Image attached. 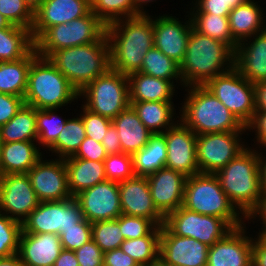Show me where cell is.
Returning a JSON list of instances; mask_svg holds the SVG:
<instances>
[{"instance_id":"obj_5","label":"cell","mask_w":266,"mask_h":266,"mask_svg":"<svg viewBox=\"0 0 266 266\" xmlns=\"http://www.w3.org/2000/svg\"><path fill=\"white\" fill-rule=\"evenodd\" d=\"M215 175L229 200L247 217L262 194L258 151L245 148Z\"/></svg>"},{"instance_id":"obj_40","label":"cell","mask_w":266,"mask_h":266,"mask_svg":"<svg viewBox=\"0 0 266 266\" xmlns=\"http://www.w3.org/2000/svg\"><path fill=\"white\" fill-rule=\"evenodd\" d=\"M57 109H36L37 142L49 148L64 129L67 119L55 114Z\"/></svg>"},{"instance_id":"obj_27","label":"cell","mask_w":266,"mask_h":266,"mask_svg":"<svg viewBox=\"0 0 266 266\" xmlns=\"http://www.w3.org/2000/svg\"><path fill=\"white\" fill-rule=\"evenodd\" d=\"M123 153L133 154L147 145L152 133L145 127L138 114L130 105L121 111L113 120Z\"/></svg>"},{"instance_id":"obj_37","label":"cell","mask_w":266,"mask_h":266,"mask_svg":"<svg viewBox=\"0 0 266 266\" xmlns=\"http://www.w3.org/2000/svg\"><path fill=\"white\" fill-rule=\"evenodd\" d=\"M160 235L161 226H157L147 236L124 240L120 248L140 266H150L159 260Z\"/></svg>"},{"instance_id":"obj_50","label":"cell","mask_w":266,"mask_h":266,"mask_svg":"<svg viewBox=\"0 0 266 266\" xmlns=\"http://www.w3.org/2000/svg\"><path fill=\"white\" fill-rule=\"evenodd\" d=\"M23 105V97L0 93V127L9 122Z\"/></svg>"},{"instance_id":"obj_4","label":"cell","mask_w":266,"mask_h":266,"mask_svg":"<svg viewBox=\"0 0 266 266\" xmlns=\"http://www.w3.org/2000/svg\"><path fill=\"white\" fill-rule=\"evenodd\" d=\"M48 59L78 91L110 69V46L106 34L94 43L54 51Z\"/></svg>"},{"instance_id":"obj_63","label":"cell","mask_w":266,"mask_h":266,"mask_svg":"<svg viewBox=\"0 0 266 266\" xmlns=\"http://www.w3.org/2000/svg\"><path fill=\"white\" fill-rule=\"evenodd\" d=\"M150 3V2H153V0H133V5H134V16H137V15H142V14H147L146 11H143L144 7L142 5L145 6V4L147 3ZM143 3V4H142ZM145 3V4H144ZM146 12V13H145Z\"/></svg>"},{"instance_id":"obj_26","label":"cell","mask_w":266,"mask_h":266,"mask_svg":"<svg viewBox=\"0 0 266 266\" xmlns=\"http://www.w3.org/2000/svg\"><path fill=\"white\" fill-rule=\"evenodd\" d=\"M34 142L1 143L0 175L28 173L42 158Z\"/></svg>"},{"instance_id":"obj_35","label":"cell","mask_w":266,"mask_h":266,"mask_svg":"<svg viewBox=\"0 0 266 266\" xmlns=\"http://www.w3.org/2000/svg\"><path fill=\"white\" fill-rule=\"evenodd\" d=\"M34 47L29 29L13 24L0 29V62L20 60Z\"/></svg>"},{"instance_id":"obj_38","label":"cell","mask_w":266,"mask_h":266,"mask_svg":"<svg viewBox=\"0 0 266 266\" xmlns=\"http://www.w3.org/2000/svg\"><path fill=\"white\" fill-rule=\"evenodd\" d=\"M85 132L81 116L67 119L64 129L57 140L49 147V150L58 154L60 159L74 156L86 137Z\"/></svg>"},{"instance_id":"obj_48","label":"cell","mask_w":266,"mask_h":266,"mask_svg":"<svg viewBox=\"0 0 266 266\" xmlns=\"http://www.w3.org/2000/svg\"><path fill=\"white\" fill-rule=\"evenodd\" d=\"M82 108L83 114H80V116L85 126L86 137L92 138L94 141L101 143L103 138L106 136L105 134L109 126L112 124V120L95 114L86 109L84 106H82Z\"/></svg>"},{"instance_id":"obj_7","label":"cell","mask_w":266,"mask_h":266,"mask_svg":"<svg viewBox=\"0 0 266 266\" xmlns=\"http://www.w3.org/2000/svg\"><path fill=\"white\" fill-rule=\"evenodd\" d=\"M182 206L192 212L224 219L232 228L244 224L246 217L229 200L215 174L198 173L187 177Z\"/></svg>"},{"instance_id":"obj_21","label":"cell","mask_w":266,"mask_h":266,"mask_svg":"<svg viewBox=\"0 0 266 266\" xmlns=\"http://www.w3.org/2000/svg\"><path fill=\"white\" fill-rule=\"evenodd\" d=\"M244 225L209 246L206 266H252L253 238L245 235Z\"/></svg>"},{"instance_id":"obj_22","label":"cell","mask_w":266,"mask_h":266,"mask_svg":"<svg viewBox=\"0 0 266 266\" xmlns=\"http://www.w3.org/2000/svg\"><path fill=\"white\" fill-rule=\"evenodd\" d=\"M192 27L191 17L185 24L170 15L153 19L154 47L180 65L185 56Z\"/></svg>"},{"instance_id":"obj_17","label":"cell","mask_w":266,"mask_h":266,"mask_svg":"<svg viewBox=\"0 0 266 266\" xmlns=\"http://www.w3.org/2000/svg\"><path fill=\"white\" fill-rule=\"evenodd\" d=\"M162 134L167 147L165 167L186 177L200 173L196 158L197 135L181 121Z\"/></svg>"},{"instance_id":"obj_16","label":"cell","mask_w":266,"mask_h":266,"mask_svg":"<svg viewBox=\"0 0 266 266\" xmlns=\"http://www.w3.org/2000/svg\"><path fill=\"white\" fill-rule=\"evenodd\" d=\"M27 173L39 202L72 198L64 159L42 160Z\"/></svg>"},{"instance_id":"obj_3","label":"cell","mask_w":266,"mask_h":266,"mask_svg":"<svg viewBox=\"0 0 266 266\" xmlns=\"http://www.w3.org/2000/svg\"><path fill=\"white\" fill-rule=\"evenodd\" d=\"M180 121L196 135L246 132V127L204 85L189 86Z\"/></svg>"},{"instance_id":"obj_51","label":"cell","mask_w":266,"mask_h":266,"mask_svg":"<svg viewBox=\"0 0 266 266\" xmlns=\"http://www.w3.org/2000/svg\"><path fill=\"white\" fill-rule=\"evenodd\" d=\"M73 157L91 161H104L107 157V153L100 142L94 141L92 138L85 137Z\"/></svg>"},{"instance_id":"obj_19","label":"cell","mask_w":266,"mask_h":266,"mask_svg":"<svg viewBox=\"0 0 266 266\" xmlns=\"http://www.w3.org/2000/svg\"><path fill=\"white\" fill-rule=\"evenodd\" d=\"M122 214L148 218L157 226L164 224L165 217L153 203L147 177L136 176L118 182Z\"/></svg>"},{"instance_id":"obj_32","label":"cell","mask_w":266,"mask_h":266,"mask_svg":"<svg viewBox=\"0 0 266 266\" xmlns=\"http://www.w3.org/2000/svg\"><path fill=\"white\" fill-rule=\"evenodd\" d=\"M166 139L162 133L152 134L146 146L132 154L134 175L147 177L165 167Z\"/></svg>"},{"instance_id":"obj_62","label":"cell","mask_w":266,"mask_h":266,"mask_svg":"<svg viewBox=\"0 0 266 266\" xmlns=\"http://www.w3.org/2000/svg\"><path fill=\"white\" fill-rule=\"evenodd\" d=\"M247 0H224V12L229 16L231 10L243 4Z\"/></svg>"},{"instance_id":"obj_43","label":"cell","mask_w":266,"mask_h":266,"mask_svg":"<svg viewBox=\"0 0 266 266\" xmlns=\"http://www.w3.org/2000/svg\"><path fill=\"white\" fill-rule=\"evenodd\" d=\"M22 223L0 213V257L18 253Z\"/></svg>"},{"instance_id":"obj_59","label":"cell","mask_w":266,"mask_h":266,"mask_svg":"<svg viewBox=\"0 0 266 266\" xmlns=\"http://www.w3.org/2000/svg\"><path fill=\"white\" fill-rule=\"evenodd\" d=\"M54 266H79L75 252L63 249L55 260Z\"/></svg>"},{"instance_id":"obj_10","label":"cell","mask_w":266,"mask_h":266,"mask_svg":"<svg viewBox=\"0 0 266 266\" xmlns=\"http://www.w3.org/2000/svg\"><path fill=\"white\" fill-rule=\"evenodd\" d=\"M246 126L255 113V87L233 67L204 85Z\"/></svg>"},{"instance_id":"obj_36","label":"cell","mask_w":266,"mask_h":266,"mask_svg":"<svg viewBox=\"0 0 266 266\" xmlns=\"http://www.w3.org/2000/svg\"><path fill=\"white\" fill-rule=\"evenodd\" d=\"M193 28L199 33L220 40L227 44L234 52L238 42L232 37L228 16L209 13H190Z\"/></svg>"},{"instance_id":"obj_29","label":"cell","mask_w":266,"mask_h":266,"mask_svg":"<svg viewBox=\"0 0 266 266\" xmlns=\"http://www.w3.org/2000/svg\"><path fill=\"white\" fill-rule=\"evenodd\" d=\"M64 162L68 174V188L72 197L106 181L103 161H91L71 156L64 159Z\"/></svg>"},{"instance_id":"obj_25","label":"cell","mask_w":266,"mask_h":266,"mask_svg":"<svg viewBox=\"0 0 266 266\" xmlns=\"http://www.w3.org/2000/svg\"><path fill=\"white\" fill-rule=\"evenodd\" d=\"M252 40L253 42L238 43L234 67L249 82L256 84L266 81V29L257 33L256 36L253 35Z\"/></svg>"},{"instance_id":"obj_45","label":"cell","mask_w":266,"mask_h":266,"mask_svg":"<svg viewBox=\"0 0 266 266\" xmlns=\"http://www.w3.org/2000/svg\"><path fill=\"white\" fill-rule=\"evenodd\" d=\"M103 162L106 180L120 182L134 176L131 154L122 152L107 155Z\"/></svg>"},{"instance_id":"obj_9","label":"cell","mask_w":266,"mask_h":266,"mask_svg":"<svg viewBox=\"0 0 266 266\" xmlns=\"http://www.w3.org/2000/svg\"><path fill=\"white\" fill-rule=\"evenodd\" d=\"M81 96L87 100L86 109L111 120L131 105L127 75L111 68L80 91Z\"/></svg>"},{"instance_id":"obj_60","label":"cell","mask_w":266,"mask_h":266,"mask_svg":"<svg viewBox=\"0 0 266 266\" xmlns=\"http://www.w3.org/2000/svg\"><path fill=\"white\" fill-rule=\"evenodd\" d=\"M258 153L261 193H266V158Z\"/></svg>"},{"instance_id":"obj_46","label":"cell","mask_w":266,"mask_h":266,"mask_svg":"<svg viewBox=\"0 0 266 266\" xmlns=\"http://www.w3.org/2000/svg\"><path fill=\"white\" fill-rule=\"evenodd\" d=\"M90 240H92L91 222L85 218L75 227L66 229L60 235L61 246L65 250L75 251Z\"/></svg>"},{"instance_id":"obj_53","label":"cell","mask_w":266,"mask_h":266,"mask_svg":"<svg viewBox=\"0 0 266 266\" xmlns=\"http://www.w3.org/2000/svg\"><path fill=\"white\" fill-rule=\"evenodd\" d=\"M245 127L246 130L256 129L257 142L266 147V111H255L252 120Z\"/></svg>"},{"instance_id":"obj_23","label":"cell","mask_w":266,"mask_h":266,"mask_svg":"<svg viewBox=\"0 0 266 266\" xmlns=\"http://www.w3.org/2000/svg\"><path fill=\"white\" fill-rule=\"evenodd\" d=\"M147 179L153 203L164 217L182 206L187 179L185 175L164 167L148 175Z\"/></svg>"},{"instance_id":"obj_33","label":"cell","mask_w":266,"mask_h":266,"mask_svg":"<svg viewBox=\"0 0 266 266\" xmlns=\"http://www.w3.org/2000/svg\"><path fill=\"white\" fill-rule=\"evenodd\" d=\"M130 104L141 122L152 134L164 133L176 124L172 120L176 114L174 113L173 102L130 101Z\"/></svg>"},{"instance_id":"obj_61","label":"cell","mask_w":266,"mask_h":266,"mask_svg":"<svg viewBox=\"0 0 266 266\" xmlns=\"http://www.w3.org/2000/svg\"><path fill=\"white\" fill-rule=\"evenodd\" d=\"M0 266H24L20 260V257L17 253L7 256L0 257Z\"/></svg>"},{"instance_id":"obj_6","label":"cell","mask_w":266,"mask_h":266,"mask_svg":"<svg viewBox=\"0 0 266 266\" xmlns=\"http://www.w3.org/2000/svg\"><path fill=\"white\" fill-rule=\"evenodd\" d=\"M79 92L48 58L37 56L28 71L24 104L36 109H59L78 99Z\"/></svg>"},{"instance_id":"obj_54","label":"cell","mask_w":266,"mask_h":266,"mask_svg":"<svg viewBox=\"0 0 266 266\" xmlns=\"http://www.w3.org/2000/svg\"><path fill=\"white\" fill-rule=\"evenodd\" d=\"M105 135L101 144L105 148L107 155L122 153L120 138L113 123L109 126Z\"/></svg>"},{"instance_id":"obj_56","label":"cell","mask_w":266,"mask_h":266,"mask_svg":"<svg viewBox=\"0 0 266 266\" xmlns=\"http://www.w3.org/2000/svg\"><path fill=\"white\" fill-rule=\"evenodd\" d=\"M257 236L252 242V266H266V236Z\"/></svg>"},{"instance_id":"obj_11","label":"cell","mask_w":266,"mask_h":266,"mask_svg":"<svg viewBox=\"0 0 266 266\" xmlns=\"http://www.w3.org/2000/svg\"><path fill=\"white\" fill-rule=\"evenodd\" d=\"M84 219L74 197L59 201L39 202L37 208L22 222L26 233H53L61 235Z\"/></svg>"},{"instance_id":"obj_42","label":"cell","mask_w":266,"mask_h":266,"mask_svg":"<svg viewBox=\"0 0 266 266\" xmlns=\"http://www.w3.org/2000/svg\"><path fill=\"white\" fill-rule=\"evenodd\" d=\"M92 240L105 253L116 248L125 240L120 229V216L117 219L91 223Z\"/></svg>"},{"instance_id":"obj_1","label":"cell","mask_w":266,"mask_h":266,"mask_svg":"<svg viewBox=\"0 0 266 266\" xmlns=\"http://www.w3.org/2000/svg\"><path fill=\"white\" fill-rule=\"evenodd\" d=\"M110 68L124 75L138 72L148 50L154 47L153 19L147 14L106 25Z\"/></svg>"},{"instance_id":"obj_30","label":"cell","mask_w":266,"mask_h":266,"mask_svg":"<svg viewBox=\"0 0 266 266\" xmlns=\"http://www.w3.org/2000/svg\"><path fill=\"white\" fill-rule=\"evenodd\" d=\"M256 4L257 2L254 3L253 0H247L231 10L228 16L232 37L238 43L248 42L253 35L266 29V24L263 23L265 21L263 11L260 5Z\"/></svg>"},{"instance_id":"obj_49","label":"cell","mask_w":266,"mask_h":266,"mask_svg":"<svg viewBox=\"0 0 266 266\" xmlns=\"http://www.w3.org/2000/svg\"><path fill=\"white\" fill-rule=\"evenodd\" d=\"M74 252L79 266H103L104 252L93 240Z\"/></svg>"},{"instance_id":"obj_39","label":"cell","mask_w":266,"mask_h":266,"mask_svg":"<svg viewBox=\"0 0 266 266\" xmlns=\"http://www.w3.org/2000/svg\"><path fill=\"white\" fill-rule=\"evenodd\" d=\"M138 72L172 81L173 84V79L179 78L178 80L182 83L180 65L155 47L148 50Z\"/></svg>"},{"instance_id":"obj_66","label":"cell","mask_w":266,"mask_h":266,"mask_svg":"<svg viewBox=\"0 0 266 266\" xmlns=\"http://www.w3.org/2000/svg\"><path fill=\"white\" fill-rule=\"evenodd\" d=\"M151 266H169L165 265L160 259L156 261L155 263L151 264Z\"/></svg>"},{"instance_id":"obj_31","label":"cell","mask_w":266,"mask_h":266,"mask_svg":"<svg viewBox=\"0 0 266 266\" xmlns=\"http://www.w3.org/2000/svg\"><path fill=\"white\" fill-rule=\"evenodd\" d=\"M37 56L34 47L20 60L0 62V93L24 98L27 90L29 67Z\"/></svg>"},{"instance_id":"obj_65","label":"cell","mask_w":266,"mask_h":266,"mask_svg":"<svg viewBox=\"0 0 266 266\" xmlns=\"http://www.w3.org/2000/svg\"><path fill=\"white\" fill-rule=\"evenodd\" d=\"M12 24L0 13V29L10 27Z\"/></svg>"},{"instance_id":"obj_58","label":"cell","mask_w":266,"mask_h":266,"mask_svg":"<svg viewBox=\"0 0 266 266\" xmlns=\"http://www.w3.org/2000/svg\"><path fill=\"white\" fill-rule=\"evenodd\" d=\"M255 111H266V81L254 84Z\"/></svg>"},{"instance_id":"obj_12","label":"cell","mask_w":266,"mask_h":266,"mask_svg":"<svg viewBox=\"0 0 266 266\" xmlns=\"http://www.w3.org/2000/svg\"><path fill=\"white\" fill-rule=\"evenodd\" d=\"M164 225L174 235L191 237L208 246H212L233 229L222 218L192 212L183 206L169 213Z\"/></svg>"},{"instance_id":"obj_14","label":"cell","mask_w":266,"mask_h":266,"mask_svg":"<svg viewBox=\"0 0 266 266\" xmlns=\"http://www.w3.org/2000/svg\"><path fill=\"white\" fill-rule=\"evenodd\" d=\"M38 204L27 173L0 175V213L22 223Z\"/></svg>"},{"instance_id":"obj_34","label":"cell","mask_w":266,"mask_h":266,"mask_svg":"<svg viewBox=\"0 0 266 266\" xmlns=\"http://www.w3.org/2000/svg\"><path fill=\"white\" fill-rule=\"evenodd\" d=\"M36 141L37 122L36 108L23 105L16 115L0 127L1 143Z\"/></svg>"},{"instance_id":"obj_41","label":"cell","mask_w":266,"mask_h":266,"mask_svg":"<svg viewBox=\"0 0 266 266\" xmlns=\"http://www.w3.org/2000/svg\"><path fill=\"white\" fill-rule=\"evenodd\" d=\"M90 3L92 13L105 25L122 18L134 17L133 0H91Z\"/></svg>"},{"instance_id":"obj_47","label":"cell","mask_w":266,"mask_h":266,"mask_svg":"<svg viewBox=\"0 0 266 266\" xmlns=\"http://www.w3.org/2000/svg\"><path fill=\"white\" fill-rule=\"evenodd\" d=\"M157 225L148 218L120 215V229L124 239H135L149 235Z\"/></svg>"},{"instance_id":"obj_52","label":"cell","mask_w":266,"mask_h":266,"mask_svg":"<svg viewBox=\"0 0 266 266\" xmlns=\"http://www.w3.org/2000/svg\"><path fill=\"white\" fill-rule=\"evenodd\" d=\"M103 266H140L131 256L116 248L104 253Z\"/></svg>"},{"instance_id":"obj_28","label":"cell","mask_w":266,"mask_h":266,"mask_svg":"<svg viewBox=\"0 0 266 266\" xmlns=\"http://www.w3.org/2000/svg\"><path fill=\"white\" fill-rule=\"evenodd\" d=\"M130 101L173 102L175 87L171 81L156 78L142 72L127 75Z\"/></svg>"},{"instance_id":"obj_55","label":"cell","mask_w":266,"mask_h":266,"mask_svg":"<svg viewBox=\"0 0 266 266\" xmlns=\"http://www.w3.org/2000/svg\"><path fill=\"white\" fill-rule=\"evenodd\" d=\"M195 8L193 11L195 13H209L216 14L219 16H228L224 12V0H196ZM197 4V5H196Z\"/></svg>"},{"instance_id":"obj_8","label":"cell","mask_w":266,"mask_h":266,"mask_svg":"<svg viewBox=\"0 0 266 266\" xmlns=\"http://www.w3.org/2000/svg\"><path fill=\"white\" fill-rule=\"evenodd\" d=\"M106 34V25L90 11L86 16L48 28L36 41L38 56L48 58L54 51L94 43Z\"/></svg>"},{"instance_id":"obj_57","label":"cell","mask_w":266,"mask_h":266,"mask_svg":"<svg viewBox=\"0 0 266 266\" xmlns=\"http://www.w3.org/2000/svg\"><path fill=\"white\" fill-rule=\"evenodd\" d=\"M263 221L262 232L258 233L261 236H266V193H262L257 206L248 214L246 219H255L257 216ZM256 216V217H255Z\"/></svg>"},{"instance_id":"obj_64","label":"cell","mask_w":266,"mask_h":266,"mask_svg":"<svg viewBox=\"0 0 266 266\" xmlns=\"http://www.w3.org/2000/svg\"><path fill=\"white\" fill-rule=\"evenodd\" d=\"M35 11L44 0H24Z\"/></svg>"},{"instance_id":"obj_18","label":"cell","mask_w":266,"mask_h":266,"mask_svg":"<svg viewBox=\"0 0 266 266\" xmlns=\"http://www.w3.org/2000/svg\"><path fill=\"white\" fill-rule=\"evenodd\" d=\"M209 246L191 237L174 235L161 226L159 259L170 266H206Z\"/></svg>"},{"instance_id":"obj_15","label":"cell","mask_w":266,"mask_h":266,"mask_svg":"<svg viewBox=\"0 0 266 266\" xmlns=\"http://www.w3.org/2000/svg\"><path fill=\"white\" fill-rule=\"evenodd\" d=\"M74 198L88 222L113 220L122 214L118 182L106 180L81 191Z\"/></svg>"},{"instance_id":"obj_2","label":"cell","mask_w":266,"mask_h":266,"mask_svg":"<svg viewBox=\"0 0 266 266\" xmlns=\"http://www.w3.org/2000/svg\"><path fill=\"white\" fill-rule=\"evenodd\" d=\"M234 56L235 52L227 44L203 35L192 27L180 64L181 85H205L210 79L231 70Z\"/></svg>"},{"instance_id":"obj_44","label":"cell","mask_w":266,"mask_h":266,"mask_svg":"<svg viewBox=\"0 0 266 266\" xmlns=\"http://www.w3.org/2000/svg\"><path fill=\"white\" fill-rule=\"evenodd\" d=\"M0 13L11 24L31 31L34 22V11L24 0H0Z\"/></svg>"},{"instance_id":"obj_13","label":"cell","mask_w":266,"mask_h":266,"mask_svg":"<svg viewBox=\"0 0 266 266\" xmlns=\"http://www.w3.org/2000/svg\"><path fill=\"white\" fill-rule=\"evenodd\" d=\"M241 132L197 135L196 158L200 173L215 174L246 147L240 142Z\"/></svg>"},{"instance_id":"obj_20","label":"cell","mask_w":266,"mask_h":266,"mask_svg":"<svg viewBox=\"0 0 266 266\" xmlns=\"http://www.w3.org/2000/svg\"><path fill=\"white\" fill-rule=\"evenodd\" d=\"M91 11L89 0H44L34 11L31 36L35 42L48 28L86 16Z\"/></svg>"},{"instance_id":"obj_24","label":"cell","mask_w":266,"mask_h":266,"mask_svg":"<svg viewBox=\"0 0 266 266\" xmlns=\"http://www.w3.org/2000/svg\"><path fill=\"white\" fill-rule=\"evenodd\" d=\"M62 250L59 235L22 231L17 254L24 266H54Z\"/></svg>"}]
</instances>
